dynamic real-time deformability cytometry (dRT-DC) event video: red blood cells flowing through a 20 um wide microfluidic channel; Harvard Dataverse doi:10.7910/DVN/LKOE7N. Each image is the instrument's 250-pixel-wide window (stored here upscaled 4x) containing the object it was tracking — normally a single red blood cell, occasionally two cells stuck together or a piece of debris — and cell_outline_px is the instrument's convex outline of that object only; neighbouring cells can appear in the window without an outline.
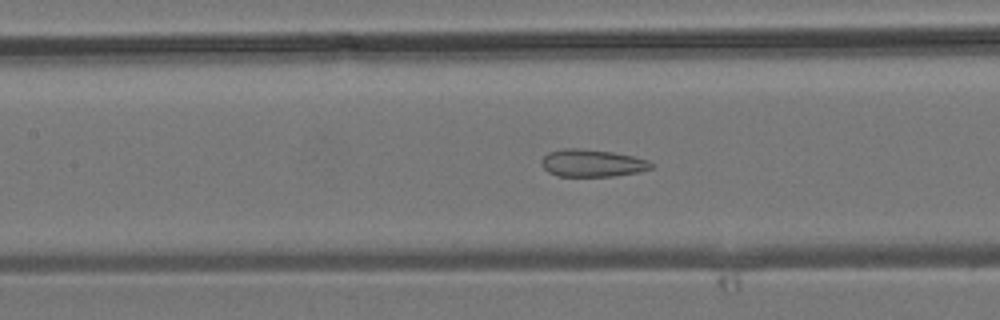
{"species": "common noctule bat (a hibernating species)", "species_latin": "Nyctalus noctula", "temperature_condition": "room temperature", "stored_images_in_passage": 45, "camera_frame_rate_fps": 3000, "um_per_image_px": 0.085, "animal": {"sex": "male", "body_mass_g": 19.2, "forearm_length_mm": 51.8}, "frame": {"image": 1, "passage_image": 20, "time_ms": 6.333, "image_size_px": [1000, 320], "cell_outline_px": [[652, 168], [640, 172], [616, 176], [556, 176], [548, 172], [540, 164], [540, 160], [548, 152], [564, 148], [580, 148], [612, 152], [632, 156], [648, 160], [652, 164]], "centroid_in_image_um": [50.3, 13.87], "position_along_channel_um": 157.1, "area_um2": 17.63}}
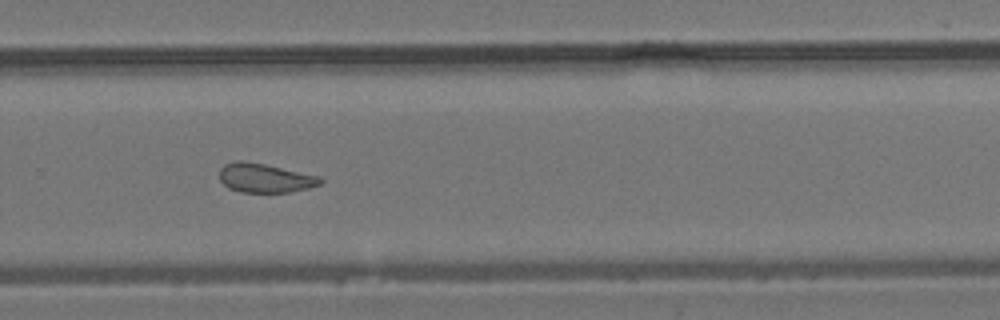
{"frame": {"image": 2, "passage_image": 30, "time_ms": 9.667, "image_size_px": [1000, 320], "cell_outline_px": [[324, 180], [320, 184], [308, 188], [288, 192], [240, 192], [228, 188], [220, 180], [220, 168], [224, 164], [236, 160], [240, 160], [264, 164], [320, 176]], "centroid_in_image_um": [22.5, 15.13], "position_along_channel_um": 307.3, "area_um2": 17.05}}
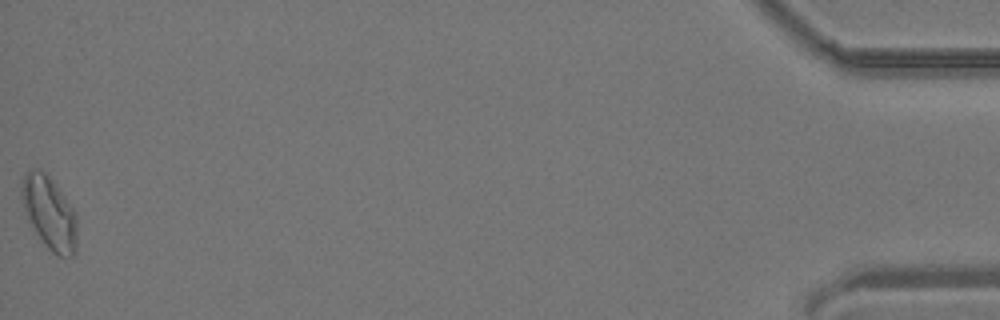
{"frame": {"image": 3, "passage_image": 45, "time_ms": 14.667, "image_size_px": [1000, 320], "cell_outline_px": [[76, 252], [72, 256], [60, 256], [52, 252], [48, 248], [36, 232], [28, 220], [24, 208], [20, 192], [20, 188], [24, 176], [28, 172], [36, 168], [44, 172], [48, 176], [64, 196], [76, 212]], "centroid_in_image_um": [4.2, 18.11], "position_along_channel_um": 431.0, "area_um2": 23.12}}